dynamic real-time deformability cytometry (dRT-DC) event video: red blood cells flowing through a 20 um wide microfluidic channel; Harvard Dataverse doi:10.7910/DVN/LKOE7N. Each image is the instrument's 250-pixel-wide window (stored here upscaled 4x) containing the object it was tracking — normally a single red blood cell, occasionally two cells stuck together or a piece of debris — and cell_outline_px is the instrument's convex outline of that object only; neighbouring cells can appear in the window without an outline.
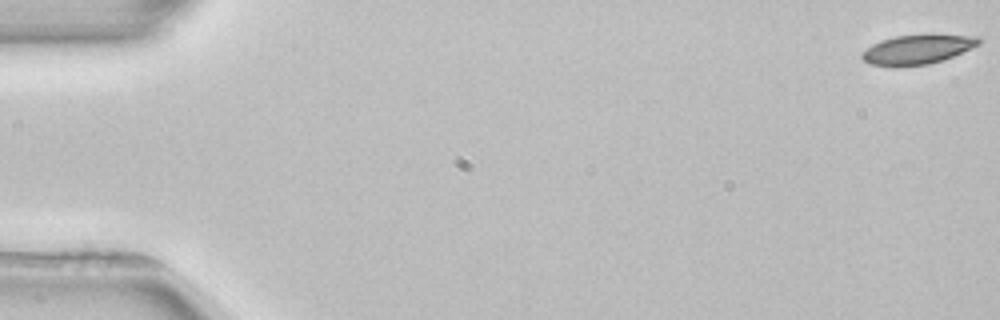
{"species": "common noctule bat (a hibernating species)", "species_latin": "Nyctalus noctula", "temperature_condition": "room temperature", "stored_images_in_passage": 3, "camera_frame_rate_fps": 3000, "um_per_image_px": 0.085, "animal": {"sex": "female", "body_mass_g": 22.7, "forearm_length_mm": 54.2}, "frame": {"image": 1, "passage_image": 1, "time_ms": 0.0, "image_size_px": [1000, 320], "cell_outline_px": [[980, 44], [944, 60], [928, 64], [872, 64], [864, 60], [860, 56], [860, 52], [872, 44], [880, 40], [896, 36], [932, 32], [980, 36]], "centroid_in_image_um": [78.07, 4.11], "position_along_channel_um": 6.9, "area_um2": 20.23}}